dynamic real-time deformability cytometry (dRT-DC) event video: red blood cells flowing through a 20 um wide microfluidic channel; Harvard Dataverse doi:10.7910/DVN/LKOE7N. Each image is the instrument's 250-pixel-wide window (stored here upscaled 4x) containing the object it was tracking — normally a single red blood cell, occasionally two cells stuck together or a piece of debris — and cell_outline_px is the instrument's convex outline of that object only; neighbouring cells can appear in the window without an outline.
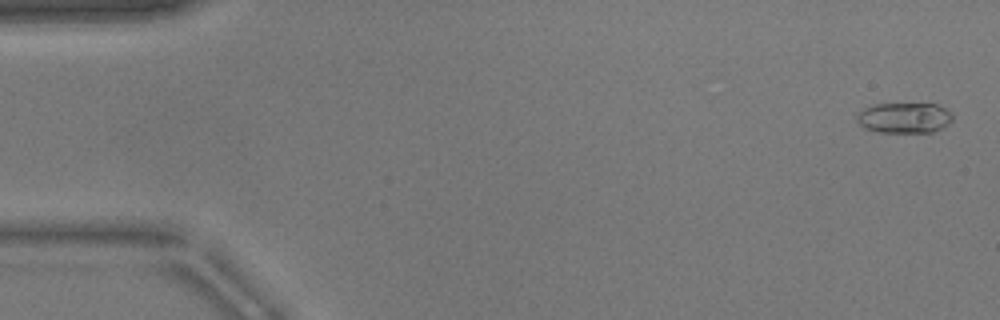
{"species": "common noctule bat (a hibernating species)", "species_latin": "Nyctalus noctula", "temperature_condition": "warm", "stored_images_in_passage": 53, "camera_frame_rate_fps": 3000, "um_per_image_px": 0.085, "animal": {"sex": "male", "body_mass_g": 17.9}, "frame": {"image": 1, "passage_image": 2, "time_ms": 0.333, "image_size_px": [1000, 320], "cell_outline_px": [[952, 120], [948, 124], [932, 132], [880, 132], [864, 128], [856, 120], [856, 112], [872, 104], [936, 104], [952, 112]], "centroid_in_image_um": [76.83, 10.01], "position_along_channel_um": 8.2, "area_um2": 17.05}}
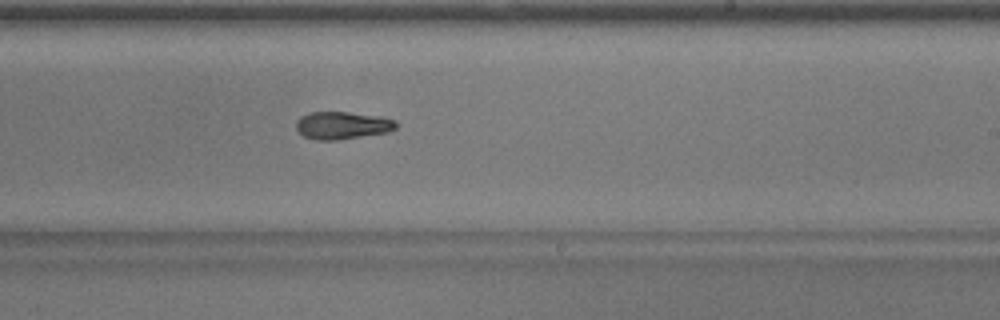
{"frame": {"image": 2, "passage_image": 32, "time_ms": 10.333, "image_size_px": [1000, 320], "cell_outline_px": [[396, 128], [388, 132], [336, 140], [316, 140], [304, 136], [296, 128], [296, 120], [300, 116], [308, 112], [348, 112], [384, 116], [396, 120]], "centroid_in_image_um": [29.1, 10.64], "position_along_channel_um": 259.9, "area_um2": 16.18}}
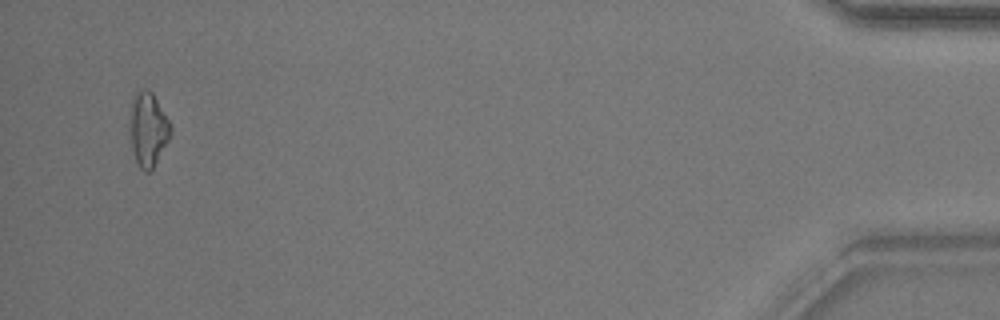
{"frame": {"image": 3, "passage_image": 51, "time_ms": 16.667, "image_size_px": [1000, 320], "cell_outline_px": [[172, 132], [168, 140], [152, 168], [148, 172], [144, 172], [140, 168], [136, 160], [128, 136], [128, 124], [132, 96], [144, 88], [148, 88], [152, 92], [168, 120], [172, 128]], "centroid_in_image_um": [12.53, 10.96], "position_along_channel_um": 422.7, "area_um2": 17.69}, "authors_computed_cell_mechanics": {"area_um2": 16.5308, "velocity_mm_per_s": 3.8606, "shape_relaxation_time_tau1_ms": 5.6801, "shape_relaxation_time_tau2_ms": 5.8402, "deformation_change_tau1": 0.2068, "deformation_change_tau2": 0.1499}}